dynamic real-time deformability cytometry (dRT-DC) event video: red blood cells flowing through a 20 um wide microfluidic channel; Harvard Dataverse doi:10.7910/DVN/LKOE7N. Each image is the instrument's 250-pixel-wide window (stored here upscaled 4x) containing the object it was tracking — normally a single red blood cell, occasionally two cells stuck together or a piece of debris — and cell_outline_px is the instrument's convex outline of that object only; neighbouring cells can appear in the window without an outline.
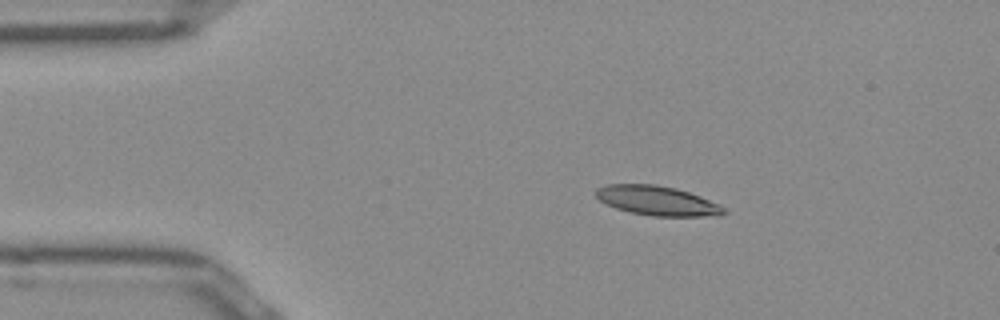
{"species": "Egyptian fruit bat (a non-hibernating species)", "species_latin": "Rousettus aegyptiacus", "temperature_condition": "room temperature", "stored_images_in_passage": 43, "camera_frame_rate_fps": 3000, "um_per_image_px": 0.085, "frame": {"image": 1, "passage_image": 1, "time_ms": 0.0, "image_size_px": [1000, 320], "cell_outline_px": [[728, 212], [720, 216], [652, 216], [632, 212], [616, 208], [600, 200], [596, 196], [596, 188], [608, 184], [656, 184], [676, 188], [700, 196], [720, 204]], "centroid_in_image_um": [55.91, 17.06], "position_along_channel_um": 29.1, "area_um2": 21.96}}
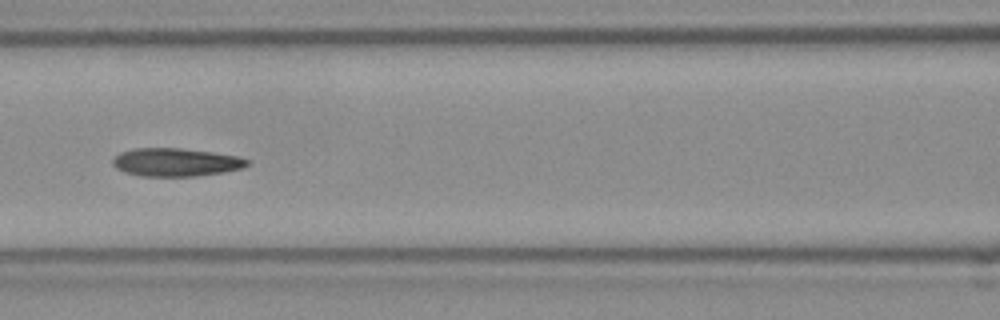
{"frame": {"image": 2, "passage_image": 14, "time_ms": 4.333, "image_size_px": [1000, 320], "cell_outline_px": [[248, 164], [244, 168], [224, 172], [192, 176], [140, 176], [124, 172], [116, 168], [112, 164], [112, 156], [120, 152], [136, 148], [180, 148], [212, 152], [236, 156], [248, 160]], "centroid_in_image_um": [14.89, 13.79], "position_along_channel_um": 151.7, "area_um2": 22.08}}
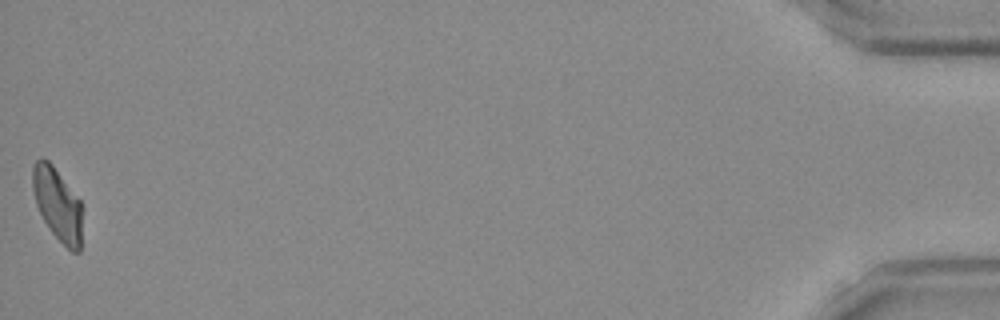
{"frame": {"image": 3, "passage_image": 43, "time_ms": 14.0, "image_size_px": [1000, 320], "cell_outline_px": [[80, 252], [72, 252], [52, 232], [44, 220], [36, 204], [32, 188], [32, 164], [36, 160], [48, 160], [52, 164], [80, 200]], "centroid_in_image_um": [4.85, 17.33], "position_along_channel_um": 430.3, "area_um2": 20.46}, "authors_computed_cell_mechanics": {"area_um2": 21.964, "velocity_mm_per_s": 3.9437, "shape_relaxation_time_tau1_ms": 6.5068, "shape_relaxation_time_tau2_ms": 4.4629, "deformation_change_tau1": 0.1912, "deformation_change_tau2": 0.1256}}